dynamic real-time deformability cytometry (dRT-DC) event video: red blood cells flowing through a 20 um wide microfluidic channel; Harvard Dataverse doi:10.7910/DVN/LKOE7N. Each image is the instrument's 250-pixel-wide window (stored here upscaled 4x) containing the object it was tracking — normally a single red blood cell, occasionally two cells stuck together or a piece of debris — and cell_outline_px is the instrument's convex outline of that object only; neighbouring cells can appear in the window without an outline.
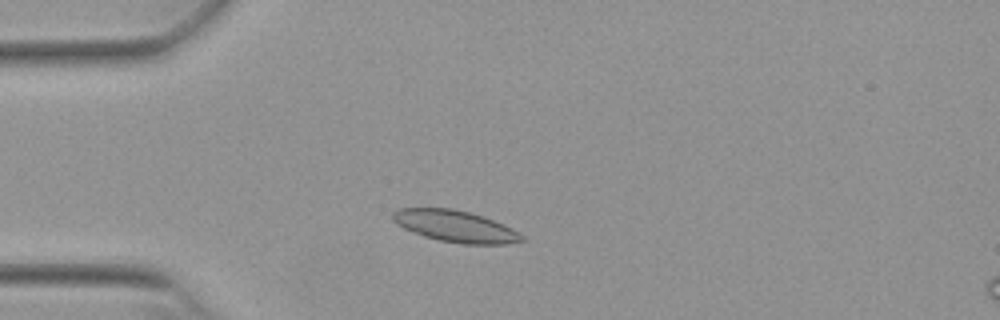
{"species": "Egyptian fruit bat (a non-hibernating species)", "species_latin": "Rousettus aegyptiacus", "temperature_condition": "warm", "stored_images_in_passage": 48, "camera_frame_rate_fps": 3000, "um_per_image_px": 0.085, "animal": {"sex": "female"}, "frame": {"image": 1, "passage_image": 9, "time_ms": 2.667, "image_size_px": [1000, 320], "cell_outline_px": [[524, 240], [508, 244], [464, 244], [440, 240], [424, 236], [412, 232], [396, 224], [392, 220], [392, 212], [400, 208], [452, 208], [484, 216], [504, 224], [512, 228], [524, 236]], "centroid_in_image_um": [38.7, 19.23], "position_along_channel_um": 46.3, "area_um2": 23.81}}
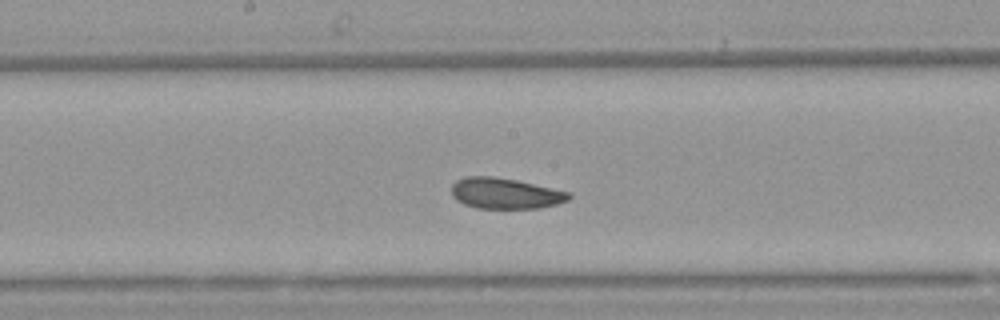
{"frame": {"image": 2, "passage_image": 23, "time_ms": 7.333, "image_size_px": [1000, 320], "cell_outline_px": [[572, 196], [568, 200], [556, 204], [540, 208], [476, 208], [464, 204], [456, 200], [452, 196], [452, 184], [456, 180], [464, 176], [492, 176], [516, 180], [568, 192]], "centroid_in_image_um": [42.89, 16.43], "position_along_channel_um": 205.3, "area_um2": 20.98}}
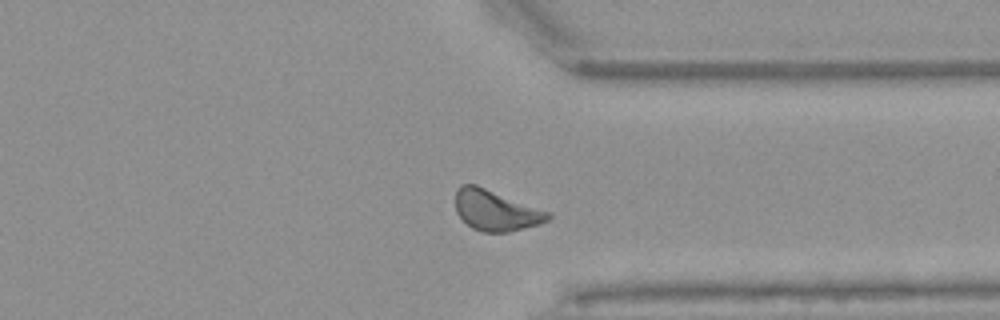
{"frame": {"image": 3, "passage_image": 36, "time_ms": 11.667, "image_size_px": [1000, 320], "cell_outline_px": [[552, 216], [548, 220], [540, 224], [508, 232], [484, 232], [472, 228], [456, 212], [456, 188], [460, 184], [476, 184], [552, 212]], "centroid_in_image_um": [42.17, 17.87], "position_along_channel_um": 369.2, "area_um2": 22.08}, "authors_computed_cell_mechanics": {"area_um2": 21.9062, "velocity_mm_per_s": 3.8084, "shape_relaxation_time_tau1_ms": 4.1244, "shape_relaxation_time_tau2_ms": 3.3607, "deformation_change_tau1": 0.0931, "deformation_change_tau2": 0.0813}}